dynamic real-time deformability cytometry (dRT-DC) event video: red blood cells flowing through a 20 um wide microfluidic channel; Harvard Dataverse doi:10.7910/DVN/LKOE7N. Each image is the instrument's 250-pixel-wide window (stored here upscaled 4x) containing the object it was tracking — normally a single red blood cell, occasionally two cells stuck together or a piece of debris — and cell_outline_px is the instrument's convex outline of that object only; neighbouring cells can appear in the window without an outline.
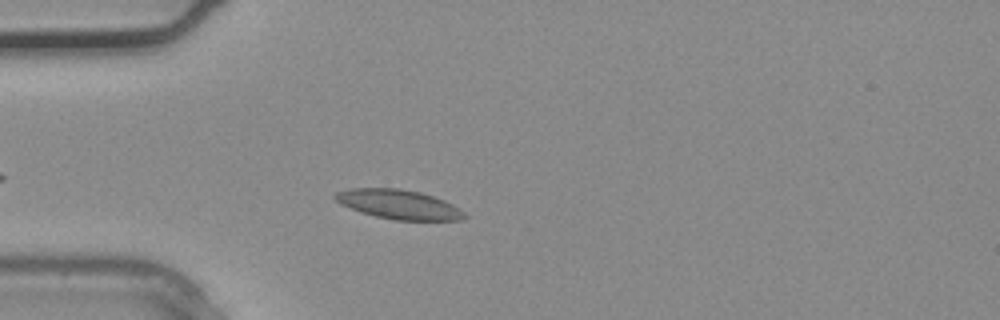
{"species": "common noctule bat (a hibernating species)", "species_latin": "Nyctalus noctula", "temperature_condition": "warm", "stored_images_in_passage": 4, "camera_frame_rate_fps": 3000, "um_per_image_px": 0.085, "animal": {"sex": "male", "body_mass_g": 20.4}, "frame": {"image": 1, "passage_image": 3, "time_ms": 0.667, "image_size_px": [1000, 320], "cell_outline_px": [[468, 216], [464, 220], [396, 220], [376, 216], [360, 212], [340, 204], [332, 196], [336, 192], [352, 188], [400, 188], [420, 192], [444, 200], [452, 204], [464, 212]], "centroid_in_image_um": [33.89, 17.37], "position_along_channel_um": 51.1, "area_um2": 22.14}}